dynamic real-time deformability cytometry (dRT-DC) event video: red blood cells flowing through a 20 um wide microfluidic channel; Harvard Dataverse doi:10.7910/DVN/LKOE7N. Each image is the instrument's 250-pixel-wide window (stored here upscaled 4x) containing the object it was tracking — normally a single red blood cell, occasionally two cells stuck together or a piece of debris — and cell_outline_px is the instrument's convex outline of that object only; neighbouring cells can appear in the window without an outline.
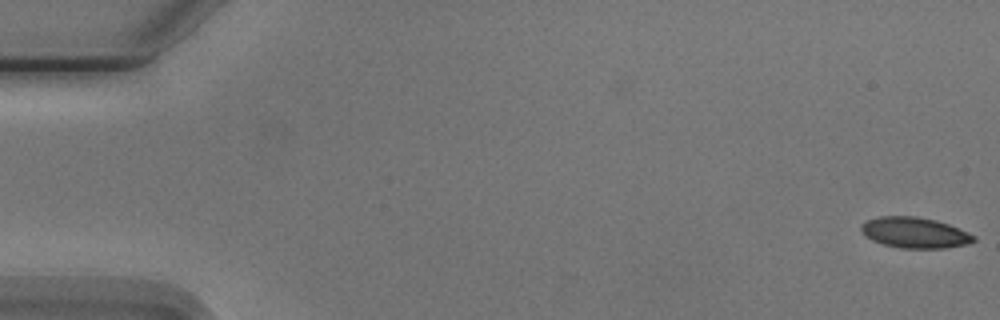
{"species": "Egyptian fruit bat (a non-hibernating species)", "species_latin": "Rousettus aegyptiacus", "temperature_condition": "cold", "stored_images_in_passage": 5, "camera_frame_rate_fps": 3000, "um_per_image_px": 0.085, "animal": {"sex": "male"}, "frame": {"image": 1, "passage_image": 1, "time_ms": 0.0, "image_size_px": [1000, 320], "cell_outline_px": [[976, 240], [964, 244], [944, 248], [900, 248], [884, 244], [872, 240], [860, 232], [860, 224], [868, 220], [880, 216], [916, 216], [936, 220], [948, 224], [968, 232], [976, 236]], "centroid_in_image_um": [77.72, 19.77], "position_along_channel_um": 7.3, "area_um2": 20.11}}
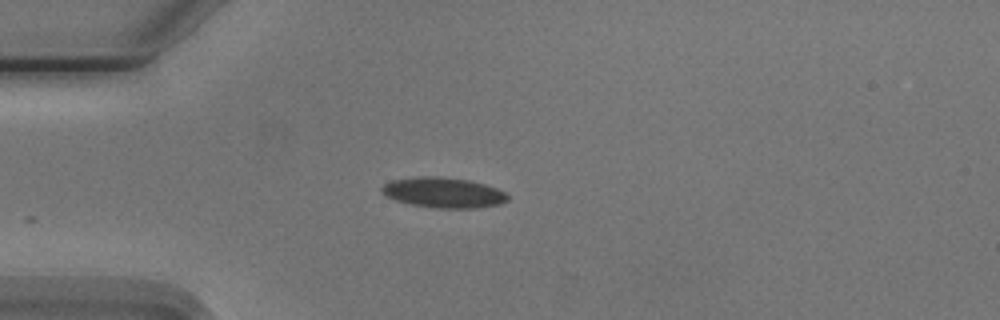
{"frame": {"image": 2, "passage_image": 5, "time_ms": 4.667, "image_size_px": [1000, 320], "cell_outline_px": [[508, 200], [500, 204], [476, 208], [432, 208], [412, 204], [396, 200], [388, 196], [380, 188], [384, 184], [392, 180], [420, 176], [436, 176], [468, 180], [484, 184], [496, 188], [504, 192], [508, 196]], "centroid_in_image_um": [37.71, 16.37], "position_along_channel_um": 47.3, "area_um2": 22.02}}